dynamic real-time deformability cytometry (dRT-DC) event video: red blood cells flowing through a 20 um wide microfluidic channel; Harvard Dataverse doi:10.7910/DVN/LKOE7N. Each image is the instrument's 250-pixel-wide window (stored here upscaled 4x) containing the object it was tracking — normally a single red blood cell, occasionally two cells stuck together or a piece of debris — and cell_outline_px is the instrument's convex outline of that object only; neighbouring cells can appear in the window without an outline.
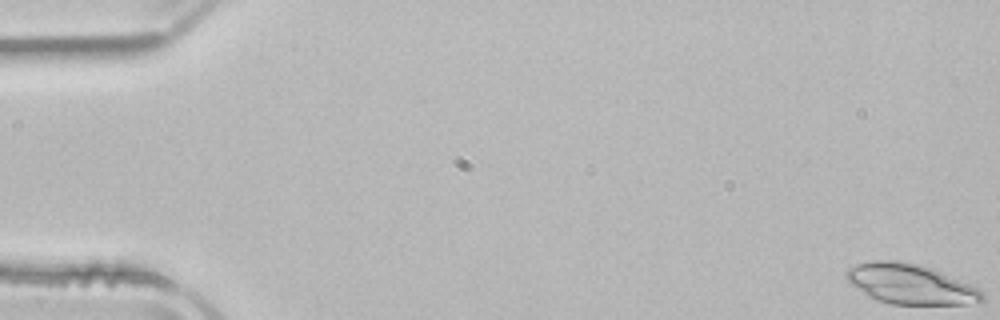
{"species": "common noctule bat (a hibernating species)", "species_latin": "Nyctalus noctula", "temperature_condition": "room temperature", "stored_images_in_passage": 16, "camera_frame_rate_fps": 3000, "um_per_image_px": 0.085, "animal": {"sex": "male", "body_mass_g": 21.5, "forearm_length_mm": 52.0}, "frame": {"image": 1, "passage_image": 1, "time_ms": 0.0, "image_size_px": [1000, 320], "cell_outline_px": [[984, 300], [964, 304], [892, 304], [876, 300], [868, 296], [848, 284], [844, 276], [844, 272], [848, 268], [856, 264], [872, 260], [896, 260], [936, 268], [976, 288], [984, 296]], "centroid_in_image_um": [77.29, 24.13], "position_along_channel_um": 7.7, "area_um2": 31.85}}
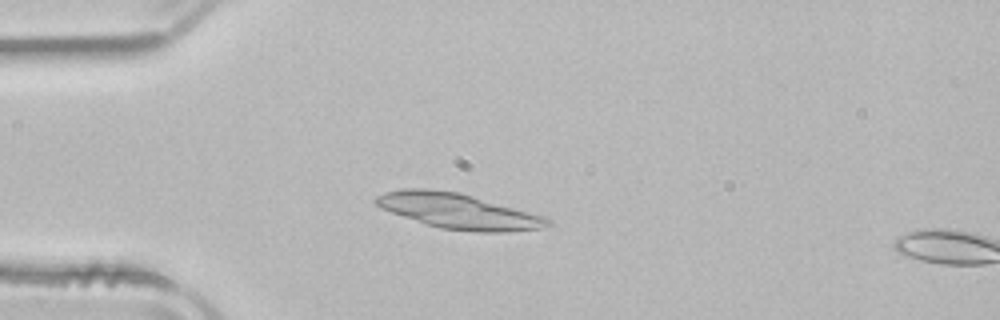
{"frame": {"image": 2, "passage_image": 14, "time_ms": 4.333, "image_size_px": [1000, 320], "cell_outline_px": [[552, 224], [540, 228], [508, 232], [476, 232], [440, 228], [380, 208], [372, 200], [376, 196], [384, 192], [404, 188], [428, 188], [460, 192], [544, 216], [552, 220]], "centroid_in_image_um": [38.95, 17.93], "position_along_channel_um": 46.0, "area_um2": 35.2}}